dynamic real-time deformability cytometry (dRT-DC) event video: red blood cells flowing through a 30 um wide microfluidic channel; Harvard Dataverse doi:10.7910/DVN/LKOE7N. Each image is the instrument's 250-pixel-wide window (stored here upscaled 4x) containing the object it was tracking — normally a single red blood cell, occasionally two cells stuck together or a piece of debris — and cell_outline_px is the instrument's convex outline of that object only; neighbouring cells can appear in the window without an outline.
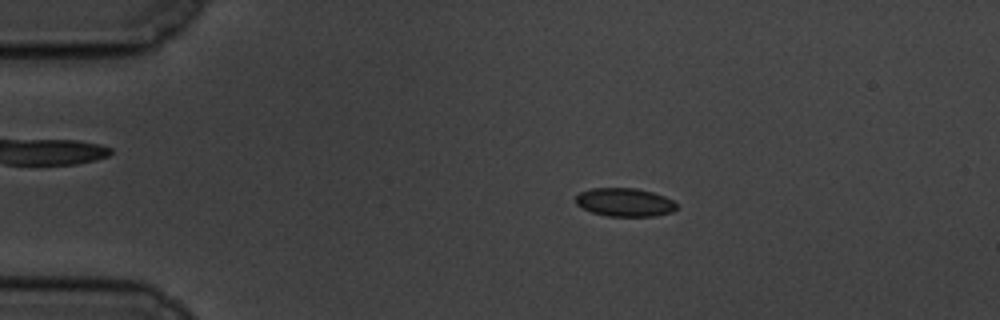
{"species": "common noctule bat (a hibernating species)", "species_latin": "Nyctalus noctula", "temperature_condition": "cold", "stored_images_in_passage": 58, "camera_frame_rate_fps": 3000, "um_per_image_px": 0.085, "animal": {"sex": "male", "body_mass_g": 19.5, "forearm_length_mm": 54.6}, "frame": {"image": 1, "passage_image": 11, "time_ms": 3.333, "image_size_px": [1000, 320], "cell_outline_px": [[680, 204], [672, 212], [656, 216], [608, 216], [592, 212], [576, 204], [576, 196], [580, 192], [592, 188], [636, 188], [652, 192], [664, 196]], "centroid_in_image_um": [53.13, 17.19], "position_along_channel_um": 31.9, "area_um2": 16.7}}
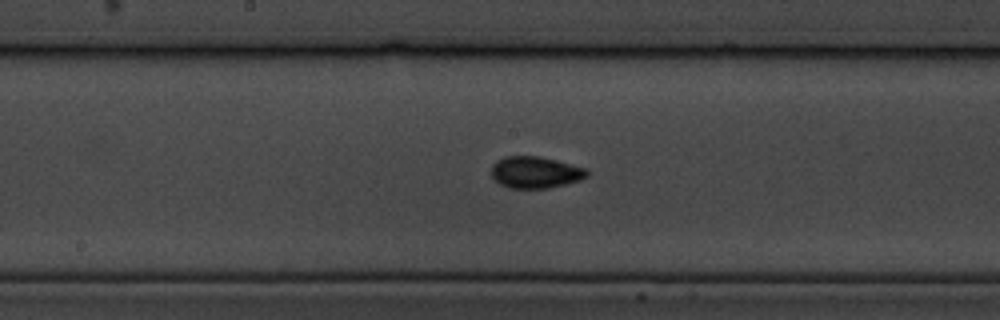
{"frame": {"image": 2, "passage_image": 30, "time_ms": 9.667, "image_size_px": [1000, 320], "cell_outline_px": [[588, 176], [580, 180], [568, 184], [548, 188], [508, 188], [500, 184], [492, 176], [492, 164], [496, 160], [504, 156], [540, 156], [584, 168], [588, 172]], "centroid_in_image_um": [45.48, 14.65], "position_along_channel_um": 202.7, "area_um2": 17.63}}
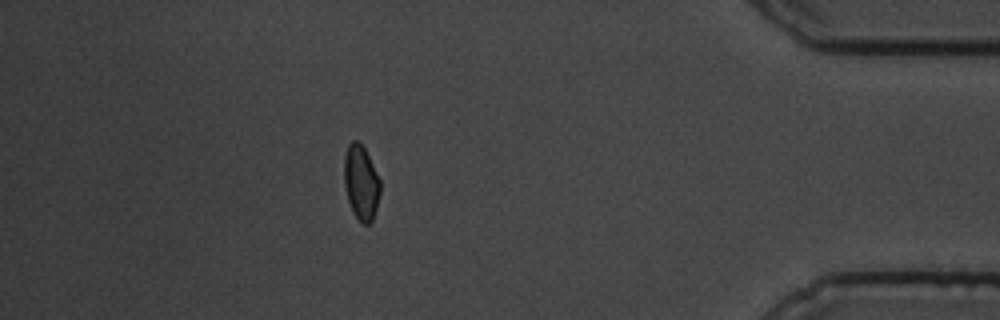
{"frame": {"image": 3, "passage_image": 51, "time_ms": 16.667, "image_size_px": [1000, 320], "cell_outline_px": [[380, 192], [376, 208], [372, 220], [368, 224], [364, 224], [352, 212], [348, 200], [344, 184], [344, 156], [348, 144], [352, 140], [356, 140], [364, 148], [380, 180]], "centroid_in_image_um": [30.67, 15.51], "position_along_channel_um": 404.5, "area_um2": 15.49}, "authors_computed_cell_mechanics": {"area_um2": 16.6175, "velocity_mm_per_s": 3.4833, "shape_relaxation_time_tau1_ms": 4.3228, "shape_relaxation_time_tau2_ms": 1.4469, "deformation_change_tau1": 0.1133, "deformation_change_tau2": 0.0629}}